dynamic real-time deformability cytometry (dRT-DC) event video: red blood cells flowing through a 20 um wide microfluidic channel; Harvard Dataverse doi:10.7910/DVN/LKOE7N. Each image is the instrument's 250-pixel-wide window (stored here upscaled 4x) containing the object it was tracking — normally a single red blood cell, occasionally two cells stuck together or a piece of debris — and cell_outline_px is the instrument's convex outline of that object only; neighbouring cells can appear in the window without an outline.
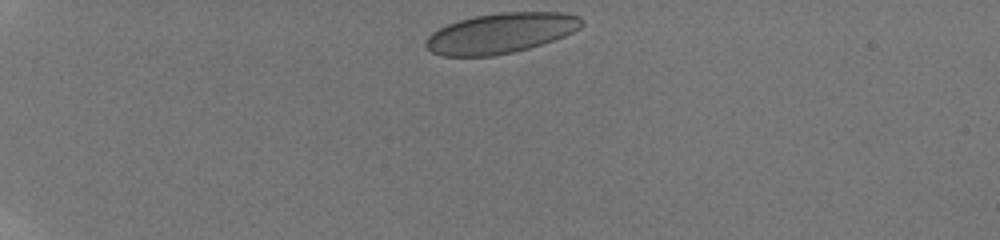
{"species": "human", "species_latin": "Homo sapiens", "temperature_condition": "room temperature", "stored_images_in_passage": 41, "camera_frame_rate_fps": 3000, "um_per_image_px": 0.085, "donor": {"sex": "male"}, "frame": {"image": 1, "passage_image": 1, "time_ms": 0.0, "image_size_px": [1000, 240], "cell_outline_px": [[584, 24], [580, 28], [564, 36], [528, 48], [512, 52], [492, 56], [440, 56], [432, 52], [424, 44], [424, 40], [432, 32], [448, 24], [460, 20], [476, 16], [500, 12], [560, 12], [580, 16], [584, 20]], "centroid_in_image_um": [42.56, 2.81], "position_along_channel_um": 42.4, "area_um2": 36.41}}
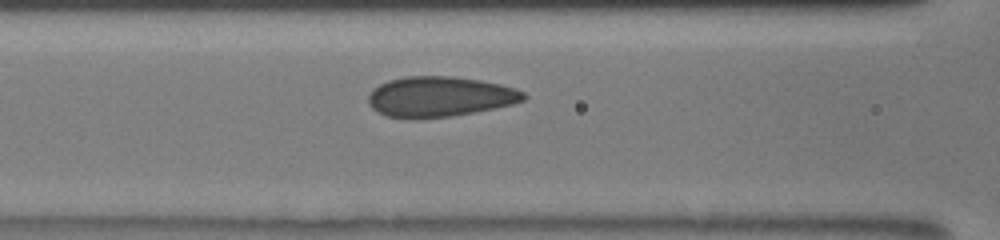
{"frame": {"image": 2, "passage_image": 13, "time_ms": 4.0, "image_size_px": [1000, 240], "cell_outline_px": [[528, 96], [524, 100], [512, 104], [452, 116], [408, 120], [384, 116], [376, 112], [368, 104], [368, 96], [372, 88], [388, 80], [404, 76], [452, 76], [480, 80], [500, 84], [516, 88], [524, 92]], "centroid_in_image_um": [37.32, 8.23], "position_along_channel_um": 129.3, "area_um2": 36.93}}
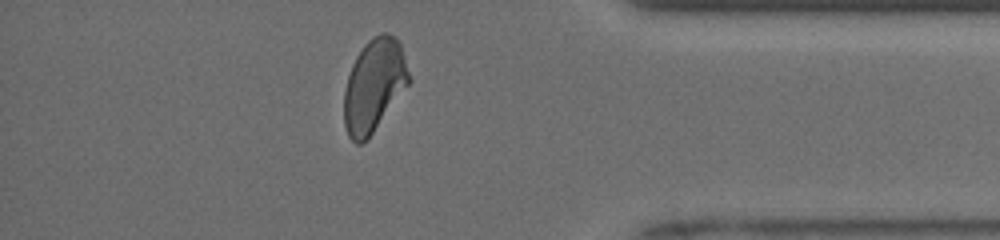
{"frame": {"image": 3, "passage_image": 35, "time_ms": 11.333, "image_size_px": [1000, 240], "cell_outline_px": [[412, 80], [372, 132], [360, 144], [356, 144], [348, 136], [344, 124], [344, 88], [352, 64], [356, 56], [364, 44], [372, 36], [380, 32], [388, 32], [400, 44]], "centroid_in_image_um": [31.78, 7.22], "position_along_channel_um": 403.4, "area_um2": 34.8}, "authors_computed_cell_mechanics": {"area_um2": 35.836, "velocity_mm_per_s": 3.9573, "shape_relaxation_time_tau1_ms": 3.7062, "shape_relaxation_time_tau2_ms": 0.5321, "deformation_change_tau1": 0.1128, "deformation_change_tau2": 0.0654}}